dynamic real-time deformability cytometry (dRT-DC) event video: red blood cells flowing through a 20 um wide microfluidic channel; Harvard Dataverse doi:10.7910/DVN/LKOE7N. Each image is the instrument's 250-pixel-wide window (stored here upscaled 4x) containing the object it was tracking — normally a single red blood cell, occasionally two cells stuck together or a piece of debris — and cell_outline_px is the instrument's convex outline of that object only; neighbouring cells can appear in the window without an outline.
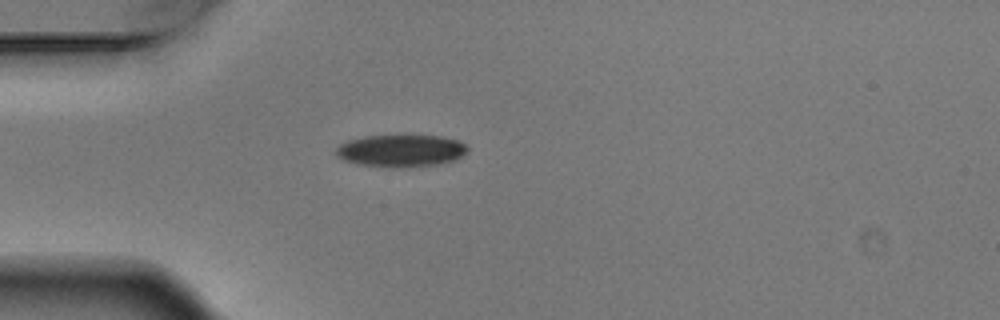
{"species": "Egyptian fruit bat (a non-hibernating species)", "species_latin": "Rousettus aegyptiacus", "temperature_condition": "warm", "stored_images_in_passage": 5, "camera_frame_rate_fps": 3000, "um_per_image_px": 0.085, "animal": {"sex": "male"}, "frame": {"image": 1, "passage_image": 4, "time_ms": 1.0, "image_size_px": [1000, 320], "cell_outline_px": [[468, 152], [452, 160], [436, 164], [404, 168], [388, 168], [356, 164], [344, 160], [336, 156], [336, 148], [340, 144], [348, 140], [364, 136], [440, 136], [460, 140], [468, 148]], "centroid_in_image_um": [34.05, 12.82], "position_along_channel_um": 51.0, "area_um2": 24.8}}